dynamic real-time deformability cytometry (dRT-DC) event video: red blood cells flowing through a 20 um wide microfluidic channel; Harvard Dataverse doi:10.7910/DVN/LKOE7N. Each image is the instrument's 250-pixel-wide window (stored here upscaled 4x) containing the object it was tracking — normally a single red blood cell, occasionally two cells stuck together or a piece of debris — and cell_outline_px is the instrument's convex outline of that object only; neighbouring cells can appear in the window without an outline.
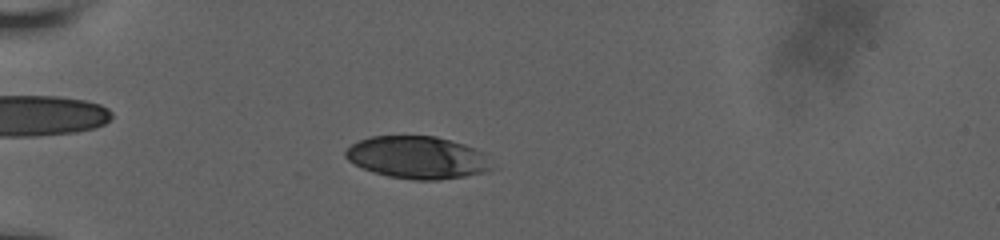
{"species": "human", "species_latin": "Homo sapiens", "temperature_condition": "room temperature", "stored_images_in_passage": 59, "camera_frame_rate_fps": 3000, "um_per_image_px": 0.085, "donor": {"sex": "male"}, "frame": {"image": 1, "passage_image": 20, "time_ms": 6.333, "image_size_px": [1000, 240], "cell_outline_px": [[496, 168], [484, 172], [464, 176], [436, 180], [412, 180], [388, 176], [372, 172], [348, 160], [344, 156], [344, 152], [352, 144], [360, 140], [372, 136], [436, 136], [464, 144], [480, 152]], "centroid_in_image_um": [35.46, 13.39], "position_along_channel_um": 49.5, "area_um2": 35.89}}
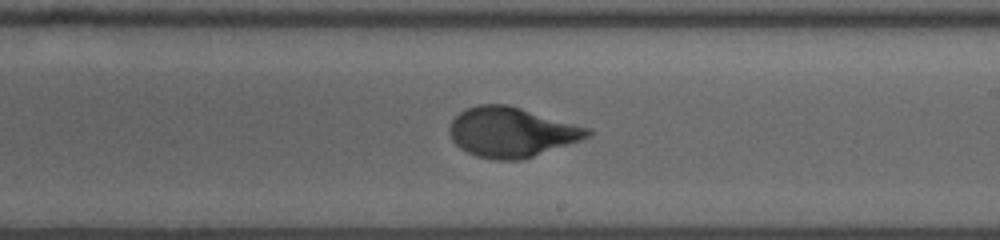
{"frame": {"image": 2, "passage_image": 38, "time_ms": 12.333, "image_size_px": [1000, 240], "cell_outline_px": [[592, 132], [588, 136], [580, 140], [520, 160], [492, 160], [476, 156], [460, 148], [452, 140], [448, 132], [448, 128], [452, 120], [460, 112], [476, 104], [508, 104], [592, 128]], "centroid_in_image_um": [43.46, 11.22], "position_along_channel_um": 245.5, "area_um2": 40.11}}
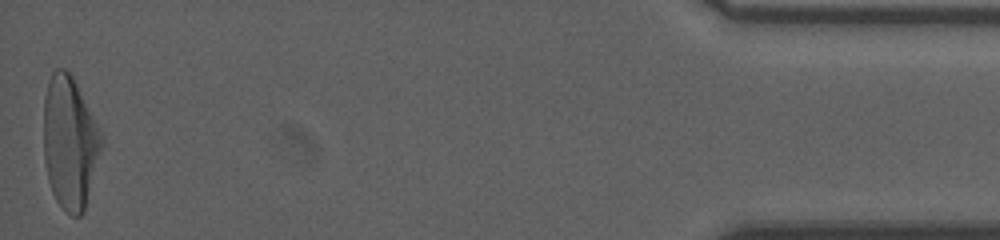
{"frame": {"image": 3, "passage_image": 59, "time_ms": 19.333, "image_size_px": [1000, 240], "cell_outline_px": [[104, 140], [84, 212], [80, 216], [72, 216], [56, 200], [52, 192], [48, 180], [44, 160], [44, 96], [48, 80], [52, 72], [56, 68], [68, 68], [100, 128]], "centroid_in_image_um": [5.93, 12.08], "position_along_channel_um": 429.3, "area_um2": 44.91}, "authors_computed_cell_mechanics": {"area_um2": 38.4948, "velocity_mm_per_s": 3.7821, "shape_relaxation_time_tau1_ms": 4.4855, "shape_relaxation_time_tau2_ms": null, "deformation_change_tau1": 0.2252, "deformation_change_tau2": null}}